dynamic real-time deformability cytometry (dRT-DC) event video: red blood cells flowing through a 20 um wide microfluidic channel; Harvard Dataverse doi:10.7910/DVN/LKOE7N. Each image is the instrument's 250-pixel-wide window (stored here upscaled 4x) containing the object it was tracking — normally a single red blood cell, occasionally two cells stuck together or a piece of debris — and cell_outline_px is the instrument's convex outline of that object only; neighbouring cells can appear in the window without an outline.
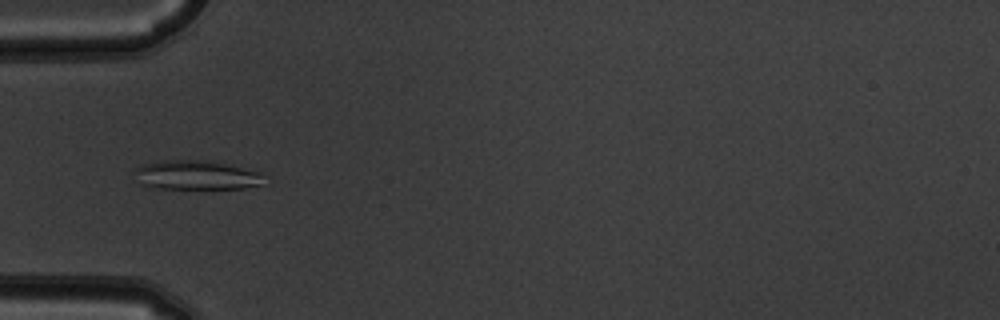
{"species": "common noctule bat (a hibernating species)", "species_latin": "Nyctalus noctula", "temperature_condition": "warm", "stored_images_in_passage": 7, "camera_frame_rate_fps": 3000, "um_per_image_px": 0.085, "animal": {"sex": "male", "body_mass_g": 19.5, "forearm_length_mm": 54.6}, "frame": {"image": 1, "passage_image": 5, "time_ms": 1.333, "image_size_px": [1000, 320], "cell_outline_px": [[260, 184], [244, 188], [152, 188], [140, 184], [136, 168], [144, 164], [156, 160], [216, 160], [260, 172]], "centroid_in_image_um": [16.66, 14.86], "position_along_channel_um": 68.3, "area_um2": 21.91}}
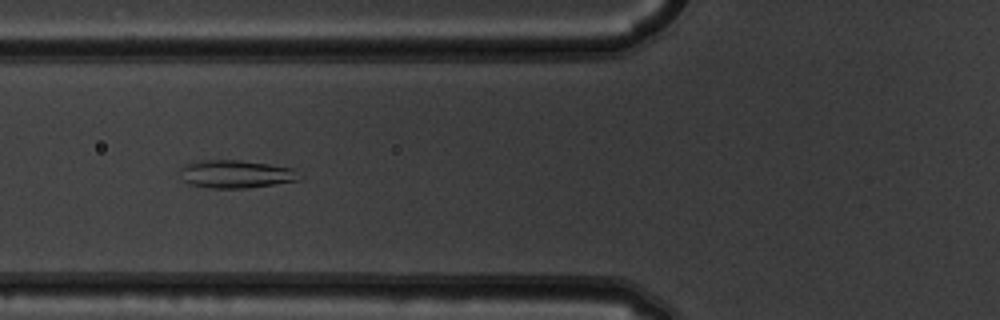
{"frame": {"image": 2, "passage_image": 6, "time_ms": 1.667, "image_size_px": [1000, 320], "cell_outline_px": [[304, 176], [300, 180], [276, 184], [244, 188], [212, 188], [188, 184], [184, 180], [180, 172], [180, 168], [188, 164], [200, 160], [240, 160], [268, 164], [292, 168]], "centroid_in_image_um": [20.1, 14.8], "position_along_channel_um": 105.7, "area_um2": 19.42}}